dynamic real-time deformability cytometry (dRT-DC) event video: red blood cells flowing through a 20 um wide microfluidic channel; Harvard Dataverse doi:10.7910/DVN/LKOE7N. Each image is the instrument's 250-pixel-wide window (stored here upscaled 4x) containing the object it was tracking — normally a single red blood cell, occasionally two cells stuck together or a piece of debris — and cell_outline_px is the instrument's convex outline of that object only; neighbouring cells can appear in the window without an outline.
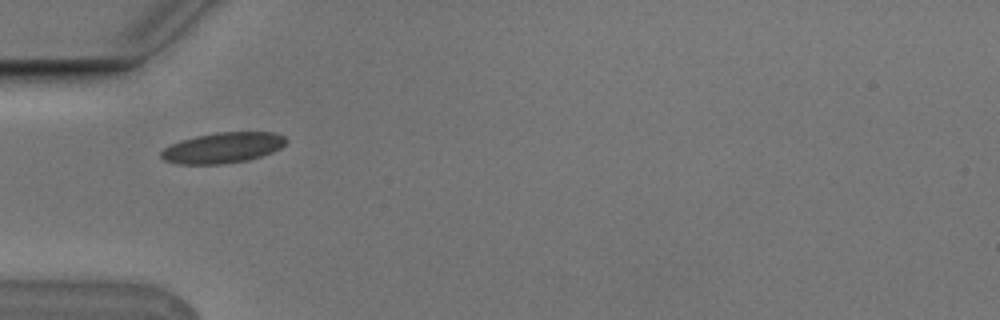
{"species": "Egyptian fruit bat (a non-hibernating species)", "species_latin": "Rousettus aegyptiacus", "temperature_condition": "cold", "stored_images_in_passage": 4, "camera_frame_rate_fps": 3000, "um_per_image_px": 0.085, "animal": {"sex": "male"}, "frame": {"image": 1, "passage_image": 1, "time_ms": 0.0, "image_size_px": [1000, 320], "cell_outline_px": [[288, 140], [280, 148], [272, 152], [248, 160], [220, 164], [180, 164], [164, 160], [160, 156], [160, 152], [164, 148], [180, 140], [196, 136], [216, 132], [272, 132], [284, 136]], "centroid_in_image_um": [18.92, 12.55], "position_along_channel_um": 66.1, "area_um2": 22.2}}
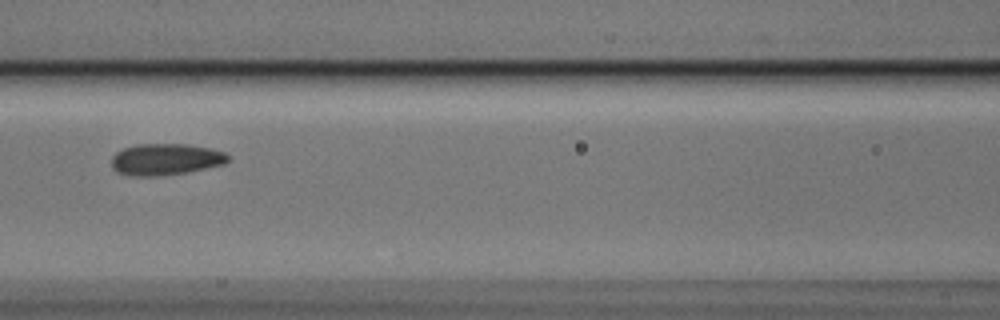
{"frame": {"image": 2, "passage_image": 3, "time_ms": 0.667, "image_size_px": [1000, 320], "cell_outline_px": [[228, 160], [224, 164], [188, 172], [156, 176], [132, 176], [116, 172], [112, 168], [112, 156], [116, 152], [124, 148], [136, 144], [188, 144], [208, 148], [224, 152], [228, 156]], "centroid_in_image_um": [14.04, 13.55], "position_along_channel_um": 152.6, "area_um2": 21.39}}
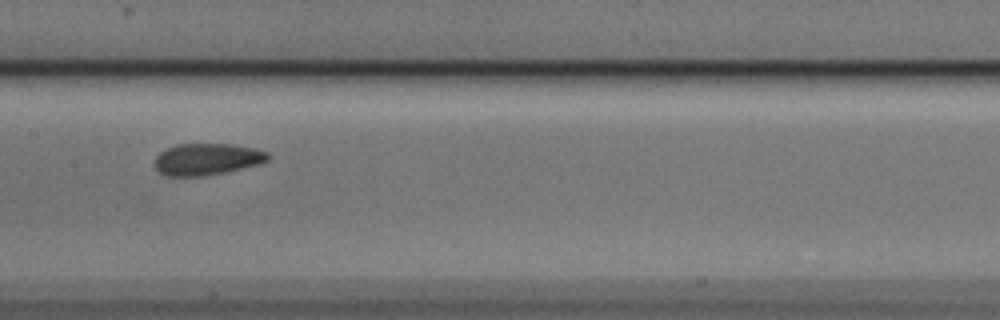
{"frame": {"image": 3, "passage_image": 4, "time_ms": 1.0, "image_size_px": [1000, 320], "cell_outline_px": [[268, 160], [260, 164], [224, 172], [204, 176], [164, 176], [156, 168], [156, 156], [160, 152], [176, 144], [232, 144], [256, 148], [268, 152]], "centroid_in_image_um": [17.61, 13.53], "position_along_channel_um": 189.8, "area_um2": 20.87}}